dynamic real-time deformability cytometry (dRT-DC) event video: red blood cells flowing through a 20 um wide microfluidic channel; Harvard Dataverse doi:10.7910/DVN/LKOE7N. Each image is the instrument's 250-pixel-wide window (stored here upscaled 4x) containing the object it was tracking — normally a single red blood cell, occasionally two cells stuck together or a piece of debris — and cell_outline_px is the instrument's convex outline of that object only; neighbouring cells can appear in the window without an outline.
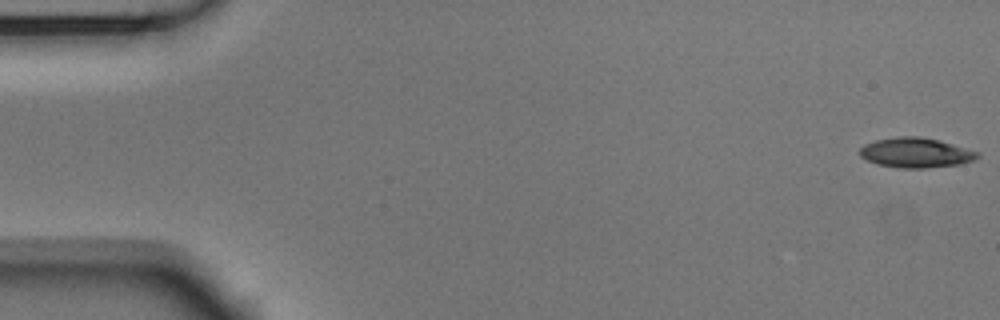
{"species": "Egyptian fruit bat (a non-hibernating species)", "species_latin": "Rousettus aegyptiacus", "temperature_condition": "room temperature", "stored_images_in_passage": 54, "camera_frame_rate_fps": 3000, "um_per_image_px": 0.085, "animal": {"sex": "male"}, "frame": {"image": 1, "passage_image": 1, "time_ms": 0.0, "image_size_px": [1000, 320], "cell_outline_px": [[980, 156], [972, 160], [960, 164], [924, 168], [900, 168], [876, 164], [860, 156], [860, 148], [864, 144], [876, 140], [900, 136], [920, 136], [940, 140], [980, 152]], "centroid_in_image_um": [77.85, 12.97], "position_along_channel_um": 7.2, "area_um2": 20.52}}
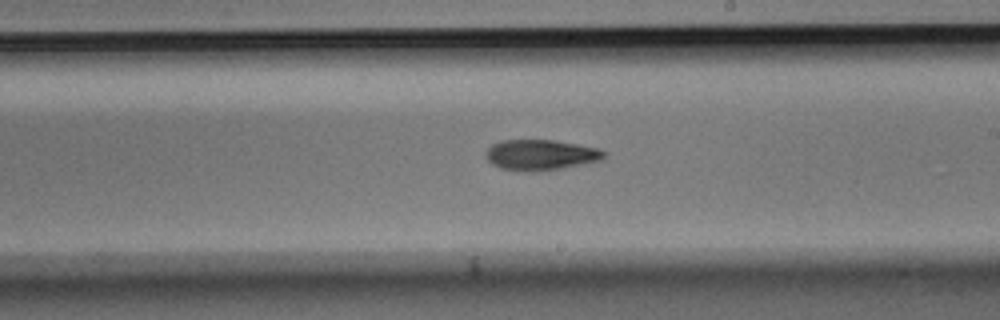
{"frame": {"image": 2, "passage_image": 31, "time_ms": 10.0, "image_size_px": [1000, 320], "cell_outline_px": [[608, 152], [600, 160], [560, 168], [532, 172], [528, 172], [500, 168], [492, 164], [484, 156], [484, 152], [492, 144], [500, 140], [556, 140], [600, 148]], "centroid_in_image_um": [45.93, 13.15], "position_along_channel_um": 243.1, "area_um2": 21.15}}
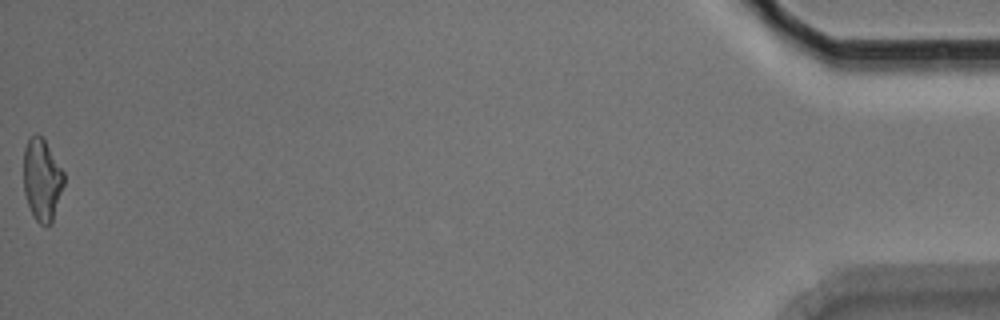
{"frame": {"image": 3, "passage_image": 54, "time_ms": 17.667, "image_size_px": [1000, 320], "cell_outline_px": [[64, 184], [52, 224], [48, 228], [44, 228], [36, 220], [28, 204], [24, 192], [24, 148], [28, 140], [36, 132], [44, 140], [64, 172]], "centroid_in_image_um": [3.58, 15.33], "position_along_channel_um": 431.6, "area_um2": 19.31}, "authors_computed_cell_mechanics": {"area_um2": 20.4901, "velocity_mm_per_s": 3.7517, "shape_relaxation_time_tau1_ms": 6.5936, "shape_relaxation_time_tau2_ms": 7.6655, "deformation_change_tau1": 0.1686, "deformation_change_tau2": 0.1852}}